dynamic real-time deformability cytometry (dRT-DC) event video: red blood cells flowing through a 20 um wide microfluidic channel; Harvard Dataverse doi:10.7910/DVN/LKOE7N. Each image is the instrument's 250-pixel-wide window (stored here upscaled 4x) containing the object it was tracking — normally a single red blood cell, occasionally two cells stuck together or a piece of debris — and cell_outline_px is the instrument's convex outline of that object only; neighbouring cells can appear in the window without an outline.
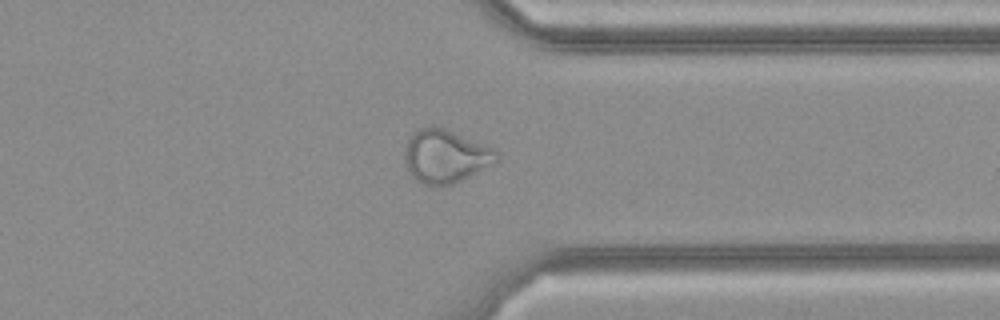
{"species": "common noctule bat (a hibernating species)", "species_latin": "Nyctalus noctula", "temperature_condition": "cold", "stored_images_in_passage": 29, "camera_frame_rate_fps": 3000, "um_per_image_px": 0.085, "animal": {"sex": "female", "body_mass_g": 21.9}, "frame": {"image": 1, "passage_image": 21, "time_ms": 6.667, "image_size_px": [1000, 320], "cell_outline_px": [[500, 160], [496, 164], [452, 184], [432, 188], [416, 180], [408, 172], [404, 160], [404, 152], [408, 140], [416, 128], [444, 128], [492, 148], [500, 156]], "centroid_in_image_um": [37.86, 13.33], "position_along_channel_um": 373.5, "area_um2": 28.61}}